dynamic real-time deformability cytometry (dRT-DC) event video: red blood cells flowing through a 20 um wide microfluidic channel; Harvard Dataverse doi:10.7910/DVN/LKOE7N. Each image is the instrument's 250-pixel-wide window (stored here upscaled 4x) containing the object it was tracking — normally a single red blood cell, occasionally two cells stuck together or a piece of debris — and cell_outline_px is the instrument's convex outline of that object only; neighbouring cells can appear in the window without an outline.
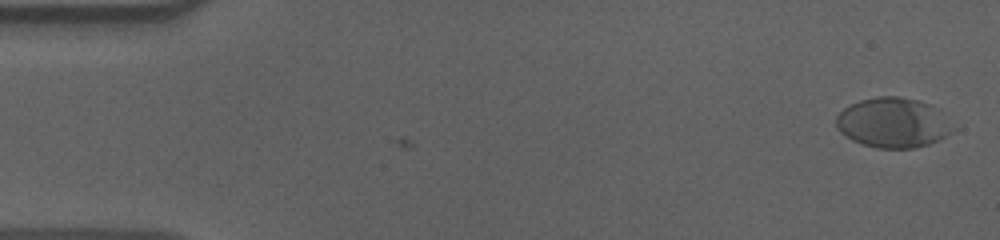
{"species": "human", "species_latin": "Homo sapiens", "temperature_condition": "cold", "stored_images_in_passage": 58, "segment_of_instrument_passage": [1, 2], "camera_frame_rate_fps": 3000, "um_per_image_px": 0.085, "donor": {"sex": "male"}, "frame": {"image": 1, "passage_image": 2, "time_ms": 0.333, "image_size_px": [1000, 240], "cell_outline_px": [[960, 128], [928, 144], [916, 148], [876, 148], [852, 140], [840, 132], [836, 128], [836, 116], [844, 108], [860, 100], [876, 96], [900, 96], [920, 100], [928, 104]], "centroid_in_image_um": [75.92, 10.43], "position_along_channel_um": 9.1, "area_um2": 34.04}}
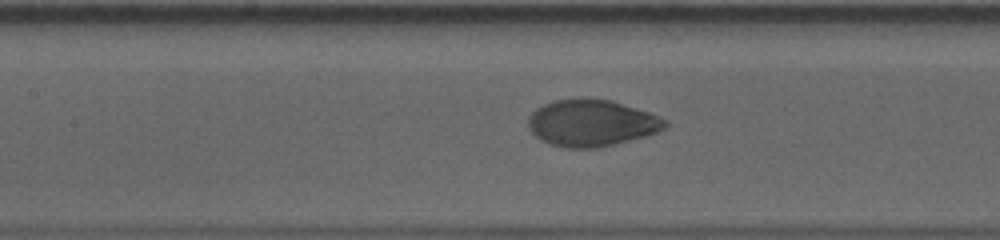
{"frame": {"image": 2, "passage_image": 26, "time_ms": 8.333, "image_size_px": [1000, 240], "cell_outline_px": [[668, 124], [664, 128], [648, 136], [596, 148], [564, 148], [548, 144], [540, 140], [528, 128], [528, 116], [536, 108], [552, 100], [612, 100], [648, 112], [664, 120]], "centroid_in_image_um": [50.24, 10.48], "position_along_channel_um": 157.2, "area_um2": 36.82}}
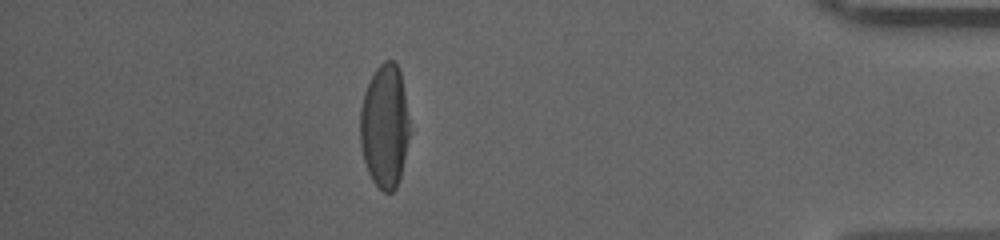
{"frame": {"image": 3, "passage_image": 50, "time_ms": 16.333, "image_size_px": [1000, 240], "cell_outline_px": [[412, 132], [400, 176], [396, 188], [392, 192], [384, 192], [372, 180], [368, 172], [364, 160], [360, 144], [360, 108], [364, 92], [376, 68], [384, 60], [396, 60], [400, 72]], "centroid_in_image_um": [32.72, 10.72], "position_along_channel_um": 402.5, "area_um2": 36.13}}